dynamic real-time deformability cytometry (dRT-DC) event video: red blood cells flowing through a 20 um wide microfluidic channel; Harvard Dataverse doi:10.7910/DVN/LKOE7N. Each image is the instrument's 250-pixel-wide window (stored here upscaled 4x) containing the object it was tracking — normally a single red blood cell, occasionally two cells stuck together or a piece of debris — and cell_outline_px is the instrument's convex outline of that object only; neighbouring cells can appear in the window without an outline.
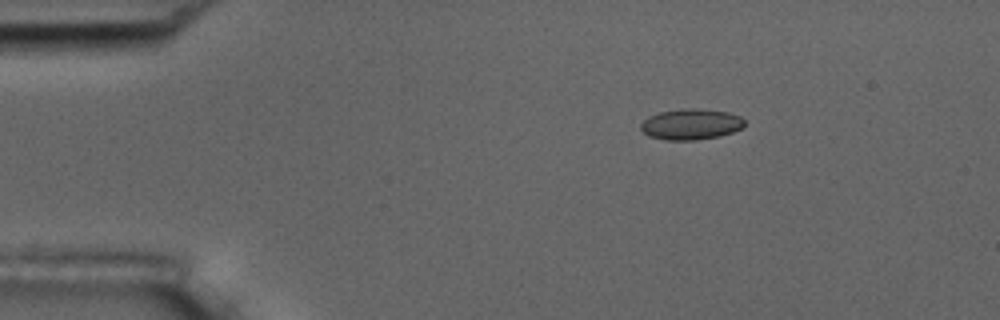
{"species": "common noctule bat (a hibernating species)", "species_latin": "Nyctalus noctula", "temperature_condition": "room temperature", "stored_images_in_passage": 47, "camera_frame_rate_fps": 3000, "um_per_image_px": 0.085, "animal": {"sex": "male", "body_mass_g": 17.5, "forearm_length_mm": 52.3}, "frame": {"image": 1, "passage_image": 1, "time_ms": 0.0, "image_size_px": [1000, 320], "cell_outline_px": [[744, 124], [740, 128], [732, 132], [720, 136], [696, 140], [664, 140], [648, 136], [640, 128], [640, 124], [648, 116], [660, 112], [680, 108], [696, 108], [728, 112], [740, 116], [744, 120]], "centroid_in_image_um": [58.7, 10.56], "position_along_channel_um": 26.3, "area_um2": 18.73}}
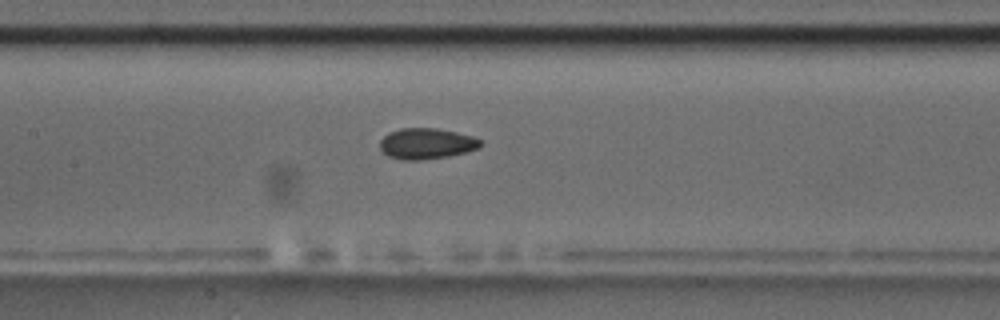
{"frame": {"image": 2, "passage_image": 18, "time_ms": 5.667, "image_size_px": [1000, 320], "cell_outline_px": [[484, 144], [480, 148], [448, 156], [420, 160], [400, 160], [388, 156], [380, 148], [380, 140], [388, 132], [400, 128], [436, 128], [456, 132], [472, 136], [480, 140]], "centroid_in_image_um": [36.24, 12.2], "position_along_channel_um": 171.2, "area_um2": 18.15}}
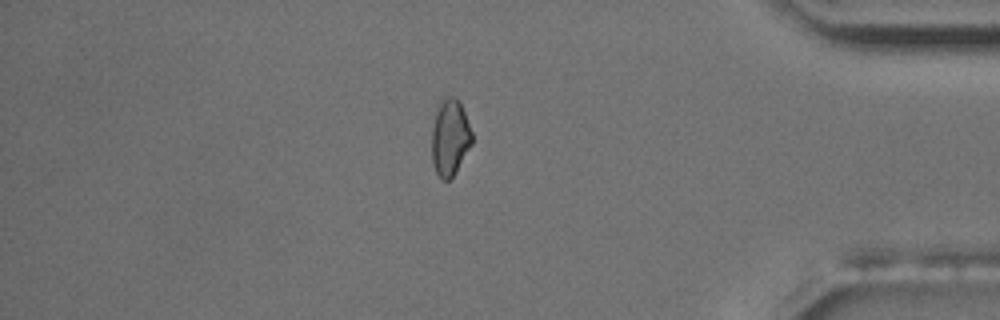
{"frame": {"image": 3, "passage_image": 39, "time_ms": 12.667, "image_size_px": [1000, 320], "cell_outline_px": [[472, 144], [456, 172], [448, 180], [440, 180], [436, 172], [432, 160], [432, 128], [440, 96], [456, 96], [460, 100], [472, 132]], "centroid_in_image_um": [38.25, 11.64], "position_along_channel_um": 397.0, "area_um2": 18.26}, "authors_computed_cell_mechanics": {"area_um2": 17.918, "velocity_mm_per_s": 3.6787, "shape_relaxation_time_tau1_ms": null, "shape_relaxation_time_tau2_ms": 4.029, "deformation_change_tau1": null, "deformation_change_tau2": 0.0879}}